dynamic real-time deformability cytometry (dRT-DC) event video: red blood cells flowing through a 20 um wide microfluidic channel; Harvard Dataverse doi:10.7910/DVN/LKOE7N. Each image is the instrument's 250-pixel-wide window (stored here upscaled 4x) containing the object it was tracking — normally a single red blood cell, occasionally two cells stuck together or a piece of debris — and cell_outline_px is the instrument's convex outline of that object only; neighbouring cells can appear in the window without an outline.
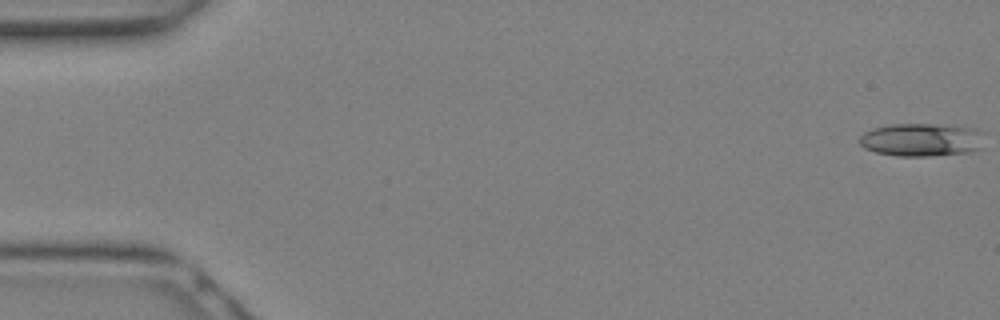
{"species": "Egyptian fruit bat (a non-hibernating species)", "species_latin": "Rousettus aegyptiacus", "temperature_condition": "warm", "stored_images_in_passage": 11, "camera_frame_rate_fps": 3000, "um_per_image_px": 0.085, "animal": {"sex": "female"}, "frame": {"image": 1, "passage_image": 1, "time_ms": 0.0, "image_size_px": [1000, 320], "cell_outline_px": [[980, 148], [968, 152], [928, 156], [896, 156], [876, 152], [864, 148], [860, 144], [860, 136], [864, 132], [872, 128], [892, 124], [932, 124], [976, 128]], "centroid_in_image_um": [78.21, 11.88], "position_along_channel_um": 6.8, "area_um2": 23.58}}
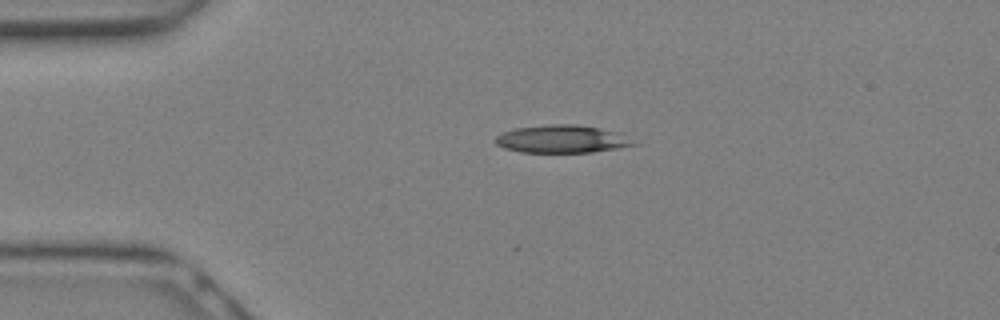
{"frame": {"image": 2, "passage_image": 7, "time_ms": 2.0, "image_size_px": [1000, 320], "cell_outline_px": [[640, 144], [592, 152], [520, 152], [504, 148], [496, 144], [496, 136], [504, 132], [516, 128], [552, 124], [572, 124], [600, 128], [616, 132]], "centroid_in_image_um": [47.75, 11.82], "position_along_channel_um": 37.2, "area_um2": 22.02}}
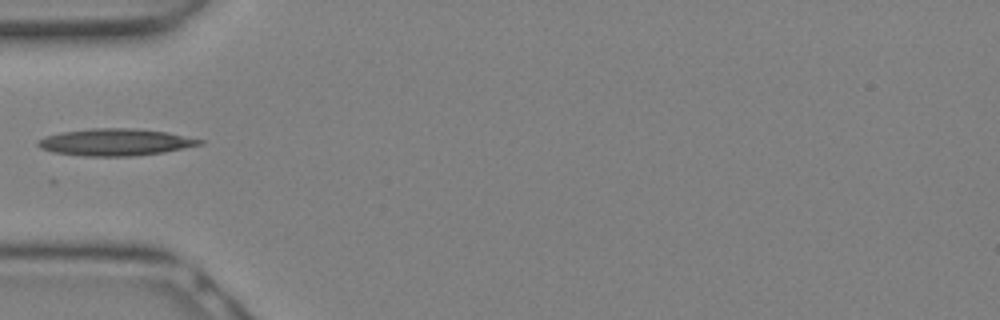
{"frame": {"image": 3, "passage_image": 10, "time_ms": 3.0, "image_size_px": [1000, 320], "cell_outline_px": [[204, 144], [164, 152], [132, 156], [84, 156], [52, 152], [40, 148], [36, 144], [36, 140], [44, 136], [64, 132], [92, 128], [132, 128], [168, 132], [204, 140]], "centroid_in_image_um": [9.8, 12.08], "position_along_channel_um": 75.2, "area_um2": 25.49}}